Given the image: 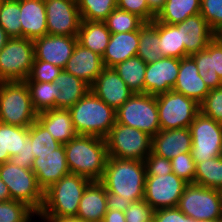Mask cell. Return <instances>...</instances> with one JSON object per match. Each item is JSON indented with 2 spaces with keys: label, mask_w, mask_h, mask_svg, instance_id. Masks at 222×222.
<instances>
[{
  "label": "cell",
  "mask_w": 222,
  "mask_h": 222,
  "mask_svg": "<svg viewBox=\"0 0 222 222\" xmlns=\"http://www.w3.org/2000/svg\"><path fill=\"white\" fill-rule=\"evenodd\" d=\"M70 173L100 181L108 158L104 138L90 135H76L64 144Z\"/></svg>",
  "instance_id": "cell-1"
},
{
  "label": "cell",
  "mask_w": 222,
  "mask_h": 222,
  "mask_svg": "<svg viewBox=\"0 0 222 222\" xmlns=\"http://www.w3.org/2000/svg\"><path fill=\"white\" fill-rule=\"evenodd\" d=\"M146 175L144 161L108 156L100 182L106 192L133 202L144 199Z\"/></svg>",
  "instance_id": "cell-2"
},
{
  "label": "cell",
  "mask_w": 222,
  "mask_h": 222,
  "mask_svg": "<svg viewBox=\"0 0 222 222\" xmlns=\"http://www.w3.org/2000/svg\"><path fill=\"white\" fill-rule=\"evenodd\" d=\"M68 110L77 135L105 139L116 123V110L108 106L91 90Z\"/></svg>",
  "instance_id": "cell-3"
},
{
  "label": "cell",
  "mask_w": 222,
  "mask_h": 222,
  "mask_svg": "<svg viewBox=\"0 0 222 222\" xmlns=\"http://www.w3.org/2000/svg\"><path fill=\"white\" fill-rule=\"evenodd\" d=\"M91 182L69 173L44 191V203L38 217H76L82 195Z\"/></svg>",
  "instance_id": "cell-4"
},
{
  "label": "cell",
  "mask_w": 222,
  "mask_h": 222,
  "mask_svg": "<svg viewBox=\"0 0 222 222\" xmlns=\"http://www.w3.org/2000/svg\"><path fill=\"white\" fill-rule=\"evenodd\" d=\"M25 81L0 82V122L29 127L37 119Z\"/></svg>",
  "instance_id": "cell-5"
},
{
  "label": "cell",
  "mask_w": 222,
  "mask_h": 222,
  "mask_svg": "<svg viewBox=\"0 0 222 222\" xmlns=\"http://www.w3.org/2000/svg\"><path fill=\"white\" fill-rule=\"evenodd\" d=\"M116 123L136 128L153 137L160 129L156 96L134 93L116 110Z\"/></svg>",
  "instance_id": "cell-6"
},
{
  "label": "cell",
  "mask_w": 222,
  "mask_h": 222,
  "mask_svg": "<svg viewBox=\"0 0 222 222\" xmlns=\"http://www.w3.org/2000/svg\"><path fill=\"white\" fill-rule=\"evenodd\" d=\"M0 178L8 186L11 200L25 203L37 214L44 203V191L32 169H24L10 161L0 164Z\"/></svg>",
  "instance_id": "cell-7"
},
{
  "label": "cell",
  "mask_w": 222,
  "mask_h": 222,
  "mask_svg": "<svg viewBox=\"0 0 222 222\" xmlns=\"http://www.w3.org/2000/svg\"><path fill=\"white\" fill-rule=\"evenodd\" d=\"M109 157L145 161L152 137L141 130L115 123L105 138Z\"/></svg>",
  "instance_id": "cell-8"
},
{
  "label": "cell",
  "mask_w": 222,
  "mask_h": 222,
  "mask_svg": "<svg viewBox=\"0 0 222 222\" xmlns=\"http://www.w3.org/2000/svg\"><path fill=\"white\" fill-rule=\"evenodd\" d=\"M34 58L33 40L10 38L0 51V82L25 81Z\"/></svg>",
  "instance_id": "cell-9"
},
{
  "label": "cell",
  "mask_w": 222,
  "mask_h": 222,
  "mask_svg": "<svg viewBox=\"0 0 222 222\" xmlns=\"http://www.w3.org/2000/svg\"><path fill=\"white\" fill-rule=\"evenodd\" d=\"M156 101L161 130L189 128L200 112V104L173 90L157 95Z\"/></svg>",
  "instance_id": "cell-10"
},
{
  "label": "cell",
  "mask_w": 222,
  "mask_h": 222,
  "mask_svg": "<svg viewBox=\"0 0 222 222\" xmlns=\"http://www.w3.org/2000/svg\"><path fill=\"white\" fill-rule=\"evenodd\" d=\"M189 129L192 138L191 155L195 164L221 156L222 124L199 112Z\"/></svg>",
  "instance_id": "cell-11"
},
{
  "label": "cell",
  "mask_w": 222,
  "mask_h": 222,
  "mask_svg": "<svg viewBox=\"0 0 222 222\" xmlns=\"http://www.w3.org/2000/svg\"><path fill=\"white\" fill-rule=\"evenodd\" d=\"M177 208L192 220L220 219V191L187 184Z\"/></svg>",
  "instance_id": "cell-12"
},
{
  "label": "cell",
  "mask_w": 222,
  "mask_h": 222,
  "mask_svg": "<svg viewBox=\"0 0 222 222\" xmlns=\"http://www.w3.org/2000/svg\"><path fill=\"white\" fill-rule=\"evenodd\" d=\"M187 182L175 173L147 174L144 188V200L154 210L177 207Z\"/></svg>",
  "instance_id": "cell-13"
},
{
  "label": "cell",
  "mask_w": 222,
  "mask_h": 222,
  "mask_svg": "<svg viewBox=\"0 0 222 222\" xmlns=\"http://www.w3.org/2000/svg\"><path fill=\"white\" fill-rule=\"evenodd\" d=\"M49 35L77 36L81 17L76 0H44Z\"/></svg>",
  "instance_id": "cell-14"
},
{
  "label": "cell",
  "mask_w": 222,
  "mask_h": 222,
  "mask_svg": "<svg viewBox=\"0 0 222 222\" xmlns=\"http://www.w3.org/2000/svg\"><path fill=\"white\" fill-rule=\"evenodd\" d=\"M180 59L163 57L147 64L144 79V93L157 96L169 92L176 84Z\"/></svg>",
  "instance_id": "cell-15"
},
{
  "label": "cell",
  "mask_w": 222,
  "mask_h": 222,
  "mask_svg": "<svg viewBox=\"0 0 222 222\" xmlns=\"http://www.w3.org/2000/svg\"><path fill=\"white\" fill-rule=\"evenodd\" d=\"M33 42L34 60H42L64 69L78 40L77 36L46 34Z\"/></svg>",
  "instance_id": "cell-16"
},
{
  "label": "cell",
  "mask_w": 222,
  "mask_h": 222,
  "mask_svg": "<svg viewBox=\"0 0 222 222\" xmlns=\"http://www.w3.org/2000/svg\"><path fill=\"white\" fill-rule=\"evenodd\" d=\"M90 90L115 110L134 94L114 68L106 67L96 78Z\"/></svg>",
  "instance_id": "cell-17"
},
{
  "label": "cell",
  "mask_w": 222,
  "mask_h": 222,
  "mask_svg": "<svg viewBox=\"0 0 222 222\" xmlns=\"http://www.w3.org/2000/svg\"><path fill=\"white\" fill-rule=\"evenodd\" d=\"M31 169L35 173L38 185L43 191L65 175H68L70 170L67 165L64 144L50 154L38 155L34 159Z\"/></svg>",
  "instance_id": "cell-18"
},
{
  "label": "cell",
  "mask_w": 222,
  "mask_h": 222,
  "mask_svg": "<svg viewBox=\"0 0 222 222\" xmlns=\"http://www.w3.org/2000/svg\"><path fill=\"white\" fill-rule=\"evenodd\" d=\"M175 25L180 31L181 44L185 46V57L206 49L208 43L217 35L200 13Z\"/></svg>",
  "instance_id": "cell-19"
},
{
  "label": "cell",
  "mask_w": 222,
  "mask_h": 222,
  "mask_svg": "<svg viewBox=\"0 0 222 222\" xmlns=\"http://www.w3.org/2000/svg\"><path fill=\"white\" fill-rule=\"evenodd\" d=\"M104 68L100 55L77 42L64 70L91 87Z\"/></svg>",
  "instance_id": "cell-20"
},
{
  "label": "cell",
  "mask_w": 222,
  "mask_h": 222,
  "mask_svg": "<svg viewBox=\"0 0 222 222\" xmlns=\"http://www.w3.org/2000/svg\"><path fill=\"white\" fill-rule=\"evenodd\" d=\"M173 91L181 93L201 104L210 89L198 74L196 62L191 56L180 59L178 77Z\"/></svg>",
  "instance_id": "cell-21"
},
{
  "label": "cell",
  "mask_w": 222,
  "mask_h": 222,
  "mask_svg": "<svg viewBox=\"0 0 222 222\" xmlns=\"http://www.w3.org/2000/svg\"><path fill=\"white\" fill-rule=\"evenodd\" d=\"M192 138L189 128L160 130L152 137L151 151L171 160L179 154L191 152Z\"/></svg>",
  "instance_id": "cell-22"
},
{
  "label": "cell",
  "mask_w": 222,
  "mask_h": 222,
  "mask_svg": "<svg viewBox=\"0 0 222 222\" xmlns=\"http://www.w3.org/2000/svg\"><path fill=\"white\" fill-rule=\"evenodd\" d=\"M22 38L38 39L48 34L44 0H20Z\"/></svg>",
  "instance_id": "cell-23"
},
{
  "label": "cell",
  "mask_w": 222,
  "mask_h": 222,
  "mask_svg": "<svg viewBox=\"0 0 222 222\" xmlns=\"http://www.w3.org/2000/svg\"><path fill=\"white\" fill-rule=\"evenodd\" d=\"M139 29L131 32L111 33L108 46L102 56L104 67L113 68L118 63L137 56Z\"/></svg>",
  "instance_id": "cell-24"
},
{
  "label": "cell",
  "mask_w": 222,
  "mask_h": 222,
  "mask_svg": "<svg viewBox=\"0 0 222 222\" xmlns=\"http://www.w3.org/2000/svg\"><path fill=\"white\" fill-rule=\"evenodd\" d=\"M106 189L100 181H91L80 200L77 218L83 222H102L107 212Z\"/></svg>",
  "instance_id": "cell-25"
},
{
  "label": "cell",
  "mask_w": 222,
  "mask_h": 222,
  "mask_svg": "<svg viewBox=\"0 0 222 222\" xmlns=\"http://www.w3.org/2000/svg\"><path fill=\"white\" fill-rule=\"evenodd\" d=\"M55 109H69L89 91L90 86L64 69L54 80Z\"/></svg>",
  "instance_id": "cell-26"
},
{
  "label": "cell",
  "mask_w": 222,
  "mask_h": 222,
  "mask_svg": "<svg viewBox=\"0 0 222 222\" xmlns=\"http://www.w3.org/2000/svg\"><path fill=\"white\" fill-rule=\"evenodd\" d=\"M36 120L61 144L68 143L77 135L68 109H50L40 112Z\"/></svg>",
  "instance_id": "cell-27"
},
{
  "label": "cell",
  "mask_w": 222,
  "mask_h": 222,
  "mask_svg": "<svg viewBox=\"0 0 222 222\" xmlns=\"http://www.w3.org/2000/svg\"><path fill=\"white\" fill-rule=\"evenodd\" d=\"M111 32L105 22L81 20L77 40L85 48L101 57L106 51Z\"/></svg>",
  "instance_id": "cell-28"
},
{
  "label": "cell",
  "mask_w": 222,
  "mask_h": 222,
  "mask_svg": "<svg viewBox=\"0 0 222 222\" xmlns=\"http://www.w3.org/2000/svg\"><path fill=\"white\" fill-rule=\"evenodd\" d=\"M28 138V127H18L0 122V164L18 154Z\"/></svg>",
  "instance_id": "cell-29"
},
{
  "label": "cell",
  "mask_w": 222,
  "mask_h": 222,
  "mask_svg": "<svg viewBox=\"0 0 222 222\" xmlns=\"http://www.w3.org/2000/svg\"><path fill=\"white\" fill-rule=\"evenodd\" d=\"M158 21L145 22L139 28V45L137 56L146 64L156 62L163 58L161 49L159 48Z\"/></svg>",
  "instance_id": "cell-30"
},
{
  "label": "cell",
  "mask_w": 222,
  "mask_h": 222,
  "mask_svg": "<svg viewBox=\"0 0 222 222\" xmlns=\"http://www.w3.org/2000/svg\"><path fill=\"white\" fill-rule=\"evenodd\" d=\"M201 0H167L155 20L166 24L183 22L189 16L200 13Z\"/></svg>",
  "instance_id": "cell-31"
},
{
  "label": "cell",
  "mask_w": 222,
  "mask_h": 222,
  "mask_svg": "<svg viewBox=\"0 0 222 222\" xmlns=\"http://www.w3.org/2000/svg\"><path fill=\"white\" fill-rule=\"evenodd\" d=\"M147 64L138 56L118 63L113 68L134 93H144V79Z\"/></svg>",
  "instance_id": "cell-32"
},
{
  "label": "cell",
  "mask_w": 222,
  "mask_h": 222,
  "mask_svg": "<svg viewBox=\"0 0 222 222\" xmlns=\"http://www.w3.org/2000/svg\"><path fill=\"white\" fill-rule=\"evenodd\" d=\"M194 183L222 191V156L198 162Z\"/></svg>",
  "instance_id": "cell-33"
},
{
  "label": "cell",
  "mask_w": 222,
  "mask_h": 222,
  "mask_svg": "<svg viewBox=\"0 0 222 222\" xmlns=\"http://www.w3.org/2000/svg\"><path fill=\"white\" fill-rule=\"evenodd\" d=\"M159 48L163 57H185V46L181 44L180 31L175 24L158 22Z\"/></svg>",
  "instance_id": "cell-34"
},
{
  "label": "cell",
  "mask_w": 222,
  "mask_h": 222,
  "mask_svg": "<svg viewBox=\"0 0 222 222\" xmlns=\"http://www.w3.org/2000/svg\"><path fill=\"white\" fill-rule=\"evenodd\" d=\"M191 57L196 62L198 74L209 89H216L222 85V81L217 73H214L213 65V39L208 43L207 48L192 54Z\"/></svg>",
  "instance_id": "cell-35"
},
{
  "label": "cell",
  "mask_w": 222,
  "mask_h": 222,
  "mask_svg": "<svg viewBox=\"0 0 222 222\" xmlns=\"http://www.w3.org/2000/svg\"><path fill=\"white\" fill-rule=\"evenodd\" d=\"M28 137L35 158L38 155L50 154L62 145L37 120L28 127Z\"/></svg>",
  "instance_id": "cell-36"
},
{
  "label": "cell",
  "mask_w": 222,
  "mask_h": 222,
  "mask_svg": "<svg viewBox=\"0 0 222 222\" xmlns=\"http://www.w3.org/2000/svg\"><path fill=\"white\" fill-rule=\"evenodd\" d=\"M81 20L104 22L117 8V0H76Z\"/></svg>",
  "instance_id": "cell-37"
},
{
  "label": "cell",
  "mask_w": 222,
  "mask_h": 222,
  "mask_svg": "<svg viewBox=\"0 0 222 222\" xmlns=\"http://www.w3.org/2000/svg\"><path fill=\"white\" fill-rule=\"evenodd\" d=\"M20 0L3 1L0 9V26L10 38H22Z\"/></svg>",
  "instance_id": "cell-38"
},
{
  "label": "cell",
  "mask_w": 222,
  "mask_h": 222,
  "mask_svg": "<svg viewBox=\"0 0 222 222\" xmlns=\"http://www.w3.org/2000/svg\"><path fill=\"white\" fill-rule=\"evenodd\" d=\"M30 90L31 102L37 113L55 109L54 82H26Z\"/></svg>",
  "instance_id": "cell-39"
},
{
  "label": "cell",
  "mask_w": 222,
  "mask_h": 222,
  "mask_svg": "<svg viewBox=\"0 0 222 222\" xmlns=\"http://www.w3.org/2000/svg\"><path fill=\"white\" fill-rule=\"evenodd\" d=\"M104 22L111 33L136 31L145 23L137 15L119 8H115Z\"/></svg>",
  "instance_id": "cell-40"
},
{
  "label": "cell",
  "mask_w": 222,
  "mask_h": 222,
  "mask_svg": "<svg viewBox=\"0 0 222 222\" xmlns=\"http://www.w3.org/2000/svg\"><path fill=\"white\" fill-rule=\"evenodd\" d=\"M37 213L23 202H0V222H29Z\"/></svg>",
  "instance_id": "cell-41"
},
{
  "label": "cell",
  "mask_w": 222,
  "mask_h": 222,
  "mask_svg": "<svg viewBox=\"0 0 222 222\" xmlns=\"http://www.w3.org/2000/svg\"><path fill=\"white\" fill-rule=\"evenodd\" d=\"M200 14L217 35L222 32V0H201Z\"/></svg>",
  "instance_id": "cell-42"
},
{
  "label": "cell",
  "mask_w": 222,
  "mask_h": 222,
  "mask_svg": "<svg viewBox=\"0 0 222 222\" xmlns=\"http://www.w3.org/2000/svg\"><path fill=\"white\" fill-rule=\"evenodd\" d=\"M172 172L188 184L194 183L196 164L191 152L179 154L171 160Z\"/></svg>",
  "instance_id": "cell-43"
},
{
  "label": "cell",
  "mask_w": 222,
  "mask_h": 222,
  "mask_svg": "<svg viewBox=\"0 0 222 222\" xmlns=\"http://www.w3.org/2000/svg\"><path fill=\"white\" fill-rule=\"evenodd\" d=\"M200 112L222 124V85L216 89H210L200 104Z\"/></svg>",
  "instance_id": "cell-44"
},
{
  "label": "cell",
  "mask_w": 222,
  "mask_h": 222,
  "mask_svg": "<svg viewBox=\"0 0 222 222\" xmlns=\"http://www.w3.org/2000/svg\"><path fill=\"white\" fill-rule=\"evenodd\" d=\"M63 69L51 63L34 60L31 73L25 82H54Z\"/></svg>",
  "instance_id": "cell-45"
},
{
  "label": "cell",
  "mask_w": 222,
  "mask_h": 222,
  "mask_svg": "<svg viewBox=\"0 0 222 222\" xmlns=\"http://www.w3.org/2000/svg\"><path fill=\"white\" fill-rule=\"evenodd\" d=\"M154 208L144 199L131 202L124 212L126 222H153Z\"/></svg>",
  "instance_id": "cell-46"
},
{
  "label": "cell",
  "mask_w": 222,
  "mask_h": 222,
  "mask_svg": "<svg viewBox=\"0 0 222 222\" xmlns=\"http://www.w3.org/2000/svg\"><path fill=\"white\" fill-rule=\"evenodd\" d=\"M117 8L137 15L144 22H152L156 17L148 9L146 0H117Z\"/></svg>",
  "instance_id": "cell-47"
},
{
  "label": "cell",
  "mask_w": 222,
  "mask_h": 222,
  "mask_svg": "<svg viewBox=\"0 0 222 222\" xmlns=\"http://www.w3.org/2000/svg\"><path fill=\"white\" fill-rule=\"evenodd\" d=\"M146 174L172 173L171 161L157 154L151 153L145 158Z\"/></svg>",
  "instance_id": "cell-48"
},
{
  "label": "cell",
  "mask_w": 222,
  "mask_h": 222,
  "mask_svg": "<svg viewBox=\"0 0 222 222\" xmlns=\"http://www.w3.org/2000/svg\"><path fill=\"white\" fill-rule=\"evenodd\" d=\"M153 222H193L177 207L159 209L154 212Z\"/></svg>",
  "instance_id": "cell-49"
},
{
  "label": "cell",
  "mask_w": 222,
  "mask_h": 222,
  "mask_svg": "<svg viewBox=\"0 0 222 222\" xmlns=\"http://www.w3.org/2000/svg\"><path fill=\"white\" fill-rule=\"evenodd\" d=\"M31 140L28 137L24 143V147L18 154L10 157V162L24 169H31L35 156L31 150Z\"/></svg>",
  "instance_id": "cell-50"
},
{
  "label": "cell",
  "mask_w": 222,
  "mask_h": 222,
  "mask_svg": "<svg viewBox=\"0 0 222 222\" xmlns=\"http://www.w3.org/2000/svg\"><path fill=\"white\" fill-rule=\"evenodd\" d=\"M213 65L214 73L222 81V38L219 35L213 38Z\"/></svg>",
  "instance_id": "cell-51"
},
{
  "label": "cell",
  "mask_w": 222,
  "mask_h": 222,
  "mask_svg": "<svg viewBox=\"0 0 222 222\" xmlns=\"http://www.w3.org/2000/svg\"><path fill=\"white\" fill-rule=\"evenodd\" d=\"M107 210H119L125 212L131 202L115 193L106 192Z\"/></svg>",
  "instance_id": "cell-52"
},
{
  "label": "cell",
  "mask_w": 222,
  "mask_h": 222,
  "mask_svg": "<svg viewBox=\"0 0 222 222\" xmlns=\"http://www.w3.org/2000/svg\"><path fill=\"white\" fill-rule=\"evenodd\" d=\"M102 222H126L124 212L119 210H107Z\"/></svg>",
  "instance_id": "cell-53"
},
{
  "label": "cell",
  "mask_w": 222,
  "mask_h": 222,
  "mask_svg": "<svg viewBox=\"0 0 222 222\" xmlns=\"http://www.w3.org/2000/svg\"><path fill=\"white\" fill-rule=\"evenodd\" d=\"M167 0H146L148 9L157 16L160 11L164 8Z\"/></svg>",
  "instance_id": "cell-54"
},
{
  "label": "cell",
  "mask_w": 222,
  "mask_h": 222,
  "mask_svg": "<svg viewBox=\"0 0 222 222\" xmlns=\"http://www.w3.org/2000/svg\"><path fill=\"white\" fill-rule=\"evenodd\" d=\"M11 200V195L8 186L0 178V202H7Z\"/></svg>",
  "instance_id": "cell-55"
},
{
  "label": "cell",
  "mask_w": 222,
  "mask_h": 222,
  "mask_svg": "<svg viewBox=\"0 0 222 222\" xmlns=\"http://www.w3.org/2000/svg\"><path fill=\"white\" fill-rule=\"evenodd\" d=\"M48 222H83L77 217H42Z\"/></svg>",
  "instance_id": "cell-56"
},
{
  "label": "cell",
  "mask_w": 222,
  "mask_h": 222,
  "mask_svg": "<svg viewBox=\"0 0 222 222\" xmlns=\"http://www.w3.org/2000/svg\"><path fill=\"white\" fill-rule=\"evenodd\" d=\"M10 37L7 35L6 31L0 26V51L4 48Z\"/></svg>",
  "instance_id": "cell-57"
},
{
  "label": "cell",
  "mask_w": 222,
  "mask_h": 222,
  "mask_svg": "<svg viewBox=\"0 0 222 222\" xmlns=\"http://www.w3.org/2000/svg\"><path fill=\"white\" fill-rule=\"evenodd\" d=\"M193 222H221L220 219H211V220H193Z\"/></svg>",
  "instance_id": "cell-58"
},
{
  "label": "cell",
  "mask_w": 222,
  "mask_h": 222,
  "mask_svg": "<svg viewBox=\"0 0 222 222\" xmlns=\"http://www.w3.org/2000/svg\"><path fill=\"white\" fill-rule=\"evenodd\" d=\"M220 221L222 222V191H220Z\"/></svg>",
  "instance_id": "cell-59"
},
{
  "label": "cell",
  "mask_w": 222,
  "mask_h": 222,
  "mask_svg": "<svg viewBox=\"0 0 222 222\" xmlns=\"http://www.w3.org/2000/svg\"><path fill=\"white\" fill-rule=\"evenodd\" d=\"M39 219H41L42 222H48L45 218L40 217ZM32 220H30L29 222H31Z\"/></svg>",
  "instance_id": "cell-60"
},
{
  "label": "cell",
  "mask_w": 222,
  "mask_h": 222,
  "mask_svg": "<svg viewBox=\"0 0 222 222\" xmlns=\"http://www.w3.org/2000/svg\"><path fill=\"white\" fill-rule=\"evenodd\" d=\"M2 3H3V0H0V9H1Z\"/></svg>",
  "instance_id": "cell-61"
}]
</instances>
